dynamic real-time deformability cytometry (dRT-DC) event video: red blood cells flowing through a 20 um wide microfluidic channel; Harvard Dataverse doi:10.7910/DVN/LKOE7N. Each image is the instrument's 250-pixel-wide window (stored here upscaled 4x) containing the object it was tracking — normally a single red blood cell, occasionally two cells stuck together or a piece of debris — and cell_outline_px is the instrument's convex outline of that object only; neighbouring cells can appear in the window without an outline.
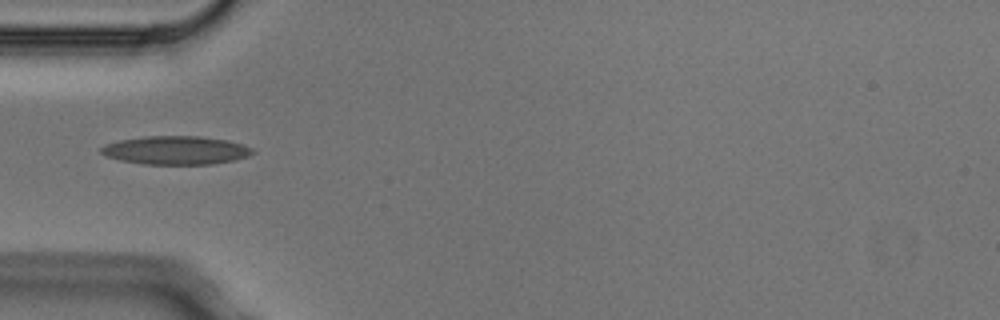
{"species": "Egyptian fruit bat (a non-hibernating species)", "species_latin": "Rousettus aegyptiacus", "temperature_condition": "cold", "stored_images_in_passage": 1, "camera_frame_rate_fps": 3000, "um_per_image_px": 0.085, "animal": {"sex": "male"}, "frame": {"image": 1, "passage_image": 1, "time_ms": 0.0, "image_size_px": [1000, 320], "cell_outline_px": [[256, 152], [248, 156], [236, 160], [212, 164], [144, 164], [120, 160], [108, 156], [100, 152], [100, 148], [104, 144], [120, 140], [144, 136], [200, 136], [228, 140], [244, 144], [252, 148]], "centroid_in_image_um": [14.99, 12.77], "position_along_channel_um": 70.0, "area_um2": 25.26}}